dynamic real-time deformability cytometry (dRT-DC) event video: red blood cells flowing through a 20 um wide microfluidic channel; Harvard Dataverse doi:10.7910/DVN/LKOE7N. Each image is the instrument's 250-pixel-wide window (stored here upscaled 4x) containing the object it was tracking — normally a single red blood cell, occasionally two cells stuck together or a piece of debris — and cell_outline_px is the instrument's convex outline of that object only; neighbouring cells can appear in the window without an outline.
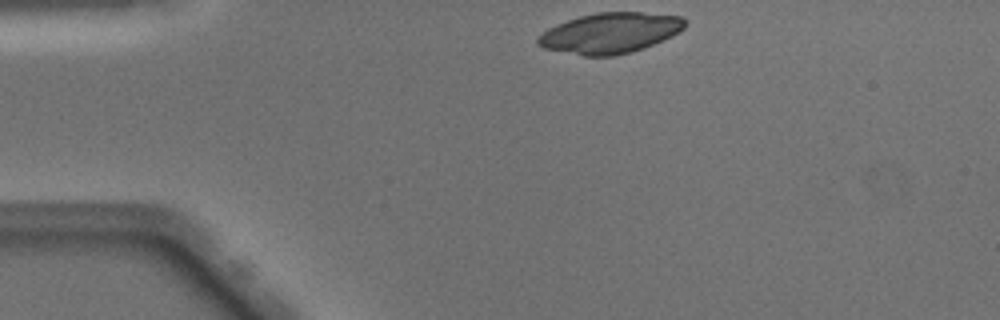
{"species": "Egyptian fruit bat (a non-hibernating species)", "species_latin": "Rousettus aegyptiacus", "temperature_condition": "warm", "stored_images_in_passage": 40, "camera_frame_rate_fps": 3000, "um_per_image_px": 0.085, "animal": {"sex": "male"}, "frame": {"image": 1, "passage_image": 1, "time_ms": 0.0, "image_size_px": [1000, 320], "cell_outline_px": [[684, 28], [672, 36], [644, 48], [632, 52], [616, 56], [584, 56], [544, 48], [536, 44], [536, 40], [548, 28], [556, 24], [580, 16], [596, 12], [640, 12], [684, 16]], "centroid_in_image_um": [51.86, 2.81], "position_along_channel_um": 33.1, "area_um2": 34.68}}